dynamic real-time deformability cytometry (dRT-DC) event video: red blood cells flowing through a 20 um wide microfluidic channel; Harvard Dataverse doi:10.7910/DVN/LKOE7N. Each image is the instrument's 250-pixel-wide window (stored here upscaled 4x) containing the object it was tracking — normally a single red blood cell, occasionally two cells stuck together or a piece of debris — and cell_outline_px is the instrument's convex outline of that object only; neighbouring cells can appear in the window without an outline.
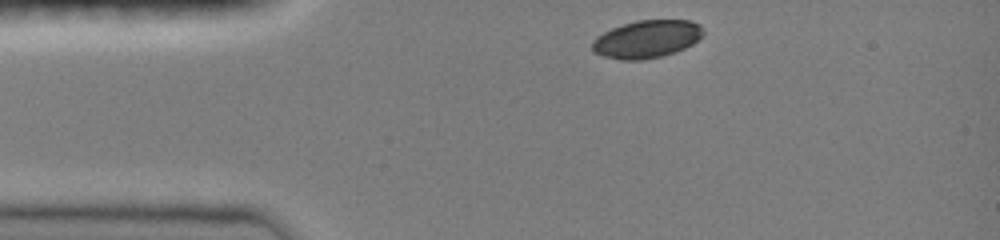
{"species": "common noctule bat (a hibernating species)", "species_latin": "Nyctalus noctula", "temperature_condition": "room temperature", "stored_images_in_passage": 6, "camera_frame_rate_fps": 3000, "um_per_image_px": 0.085, "animal": {"sex": "female", "body_mass_g": 19.0, "forearm_length_mm": 51.5}, "frame": {"image": 1, "passage_image": 1, "time_ms": 0.0, "image_size_px": [1000, 240], "cell_outline_px": [[704, 32], [692, 44], [684, 48], [660, 56], [644, 60], [620, 60], [604, 56], [592, 52], [592, 40], [596, 36], [612, 28], [636, 20], [692, 20], [700, 24]], "centroid_in_image_um": [54.94, 3.32], "position_along_channel_um": 30.1, "area_um2": 24.33}}